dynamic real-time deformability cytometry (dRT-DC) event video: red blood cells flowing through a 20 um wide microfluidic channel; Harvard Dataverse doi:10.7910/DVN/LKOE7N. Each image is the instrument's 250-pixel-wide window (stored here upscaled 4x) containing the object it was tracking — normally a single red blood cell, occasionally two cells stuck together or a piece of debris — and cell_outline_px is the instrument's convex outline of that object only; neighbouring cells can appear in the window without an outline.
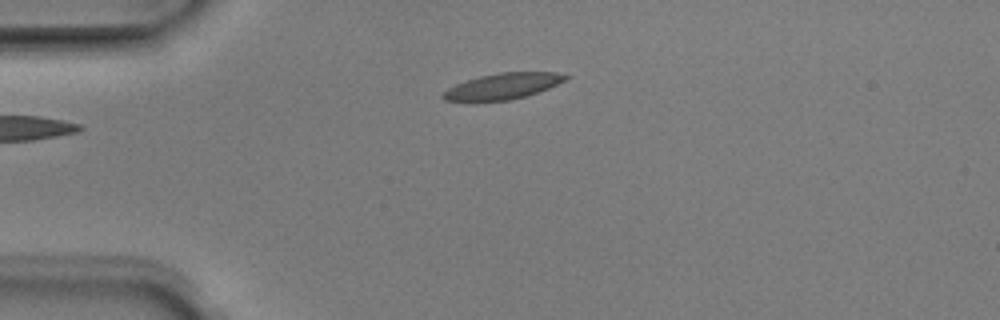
{"species": "Egyptian fruit bat (a non-hibernating species)", "species_latin": "Rousettus aegyptiacus", "temperature_condition": "room temperature", "stored_images_in_passage": 3, "camera_frame_rate_fps": 3000, "um_per_image_px": 0.085, "animal": {"sex": "male"}, "frame": {"image": 1, "passage_image": 1, "time_ms": 0.0, "image_size_px": [1000, 320], "cell_outline_px": [[568, 76], [564, 80], [548, 88], [524, 96], [508, 100], [444, 100], [440, 96], [448, 88], [456, 84], [480, 76], [500, 72], [556, 72]], "centroid_in_image_um": [42.72, 7.31], "position_along_channel_um": 42.3, "area_um2": 17.92}}
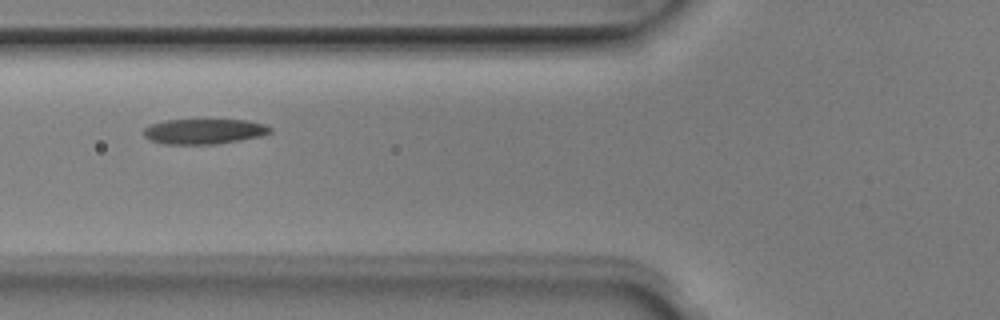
{"frame": {"image": 2, "passage_image": 3, "time_ms": 0.667, "image_size_px": [1000, 320], "cell_outline_px": [[272, 132], [260, 136], [240, 140], [216, 144], [164, 144], [148, 140], [140, 132], [144, 128], [152, 124], [164, 120], [248, 120], [264, 124], [272, 128]], "centroid_in_image_um": [17.3, 11.17], "position_along_channel_um": 108.5, "area_um2": 18.73}}